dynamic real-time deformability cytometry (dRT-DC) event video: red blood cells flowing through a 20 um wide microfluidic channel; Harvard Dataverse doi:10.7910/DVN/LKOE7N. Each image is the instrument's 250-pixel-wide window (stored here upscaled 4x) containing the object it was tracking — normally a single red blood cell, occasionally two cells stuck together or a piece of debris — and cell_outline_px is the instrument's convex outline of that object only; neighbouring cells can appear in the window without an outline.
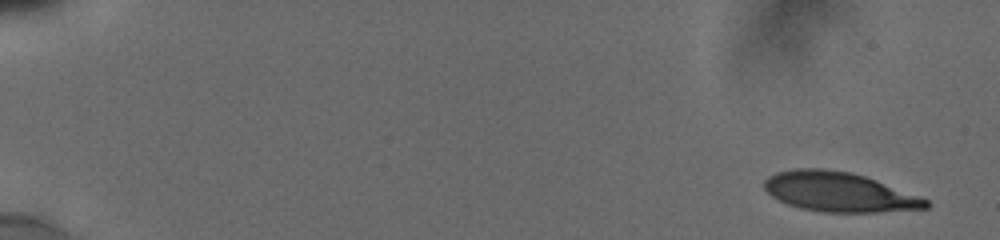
{"species": "human", "species_latin": "Homo sapiens", "temperature_condition": "cold", "stored_images_in_passage": 11, "camera_frame_rate_fps": 3000, "um_per_image_px": 0.085, "donor": {"sex": "male"}, "frame": {"image": 1, "passage_image": 1, "time_ms": 0.0, "image_size_px": [1000, 240], "cell_outline_px": [[932, 204], [928, 208], [876, 212], [824, 212], [800, 208], [788, 204], [772, 196], [764, 188], [764, 180], [768, 176], [776, 172], [796, 168], [820, 168], [852, 172], [876, 180], [920, 196], [928, 200]], "centroid_in_image_um": [71.32, 16.31], "position_along_channel_um": 13.7, "area_um2": 37.22}}
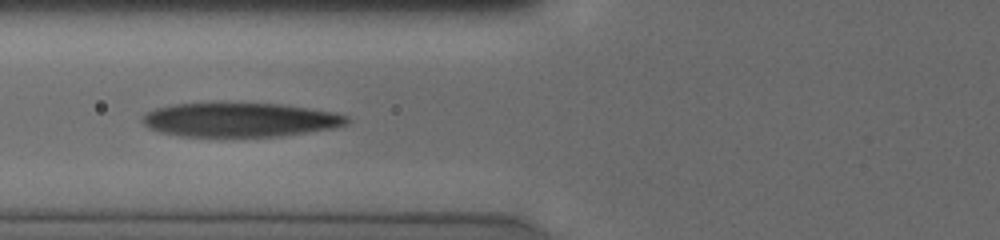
{"frame": {"image": 2, "passage_image": 8, "time_ms": 7.0, "image_size_px": [1000, 240], "cell_outline_px": [[348, 124], [332, 128], [308, 132], [280, 136], [180, 136], [160, 132], [148, 128], [140, 120], [148, 112], [156, 108], [176, 104], [280, 104], [308, 108], [332, 112], [348, 116]], "centroid_in_image_um": [20.39, 10.2], "position_along_channel_um": 105.4, "area_um2": 40.06}}
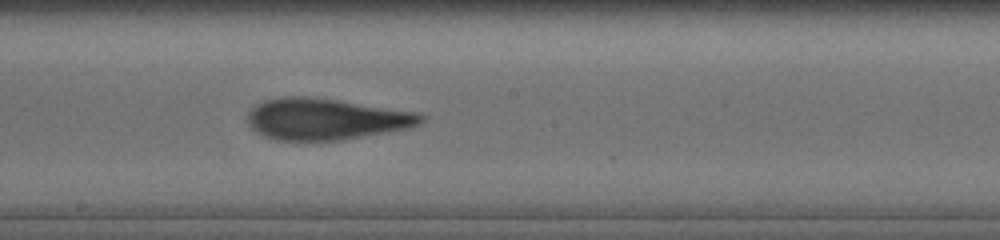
{"frame": {"image": 3, "passage_image": 11, "time_ms": 10.0, "image_size_px": [1000, 240], "cell_outline_px": [[424, 120], [420, 124], [408, 128], [344, 140], [276, 140], [264, 136], [256, 132], [248, 124], [248, 112], [256, 104], [264, 100], [280, 96], [304, 96], [336, 100], [412, 112], [424, 116]], "centroid_in_image_um": [27.62, 10.12], "position_along_channel_um": 220.6, "area_um2": 41.44}}